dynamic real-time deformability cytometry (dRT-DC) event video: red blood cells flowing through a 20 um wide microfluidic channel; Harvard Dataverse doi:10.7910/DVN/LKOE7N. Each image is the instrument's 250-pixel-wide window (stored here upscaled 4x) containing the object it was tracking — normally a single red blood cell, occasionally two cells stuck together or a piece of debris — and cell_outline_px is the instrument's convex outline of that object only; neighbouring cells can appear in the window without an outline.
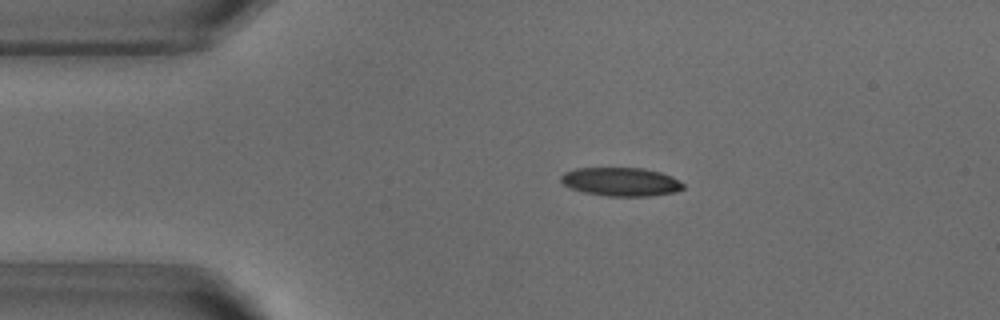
{"species": "common noctule bat (a hibernating species)", "species_latin": "Nyctalus noctula", "temperature_condition": "warm", "stored_images_in_passage": 51, "camera_frame_rate_fps": 3000, "um_per_image_px": 0.085, "animal": {"sex": "male", "body_mass_g": 18.8}, "frame": {"image": 1, "passage_image": 9, "time_ms": 2.667, "image_size_px": [1000, 320], "cell_outline_px": [[684, 188], [676, 192], [648, 196], [604, 196], [584, 192], [568, 188], [560, 180], [560, 176], [564, 172], [576, 168], [644, 168], [660, 172], [672, 176], [684, 184]], "centroid_in_image_um": [52.76, 15.45], "position_along_channel_um": 32.2, "area_um2": 20.52}}
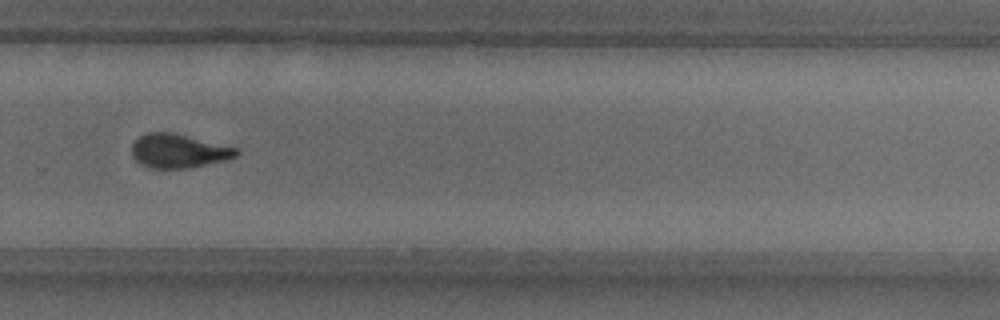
{"frame": {"image": 2, "passage_image": 34, "time_ms": 11.0, "image_size_px": [1000, 320], "cell_outline_px": [[240, 152], [236, 156], [224, 160], [192, 168], [148, 168], [140, 164], [132, 156], [132, 144], [140, 136], [148, 132], [172, 132], [240, 148]], "centroid_in_image_um": [15.19, 12.83], "position_along_channel_um": 314.6, "area_um2": 20.81}}
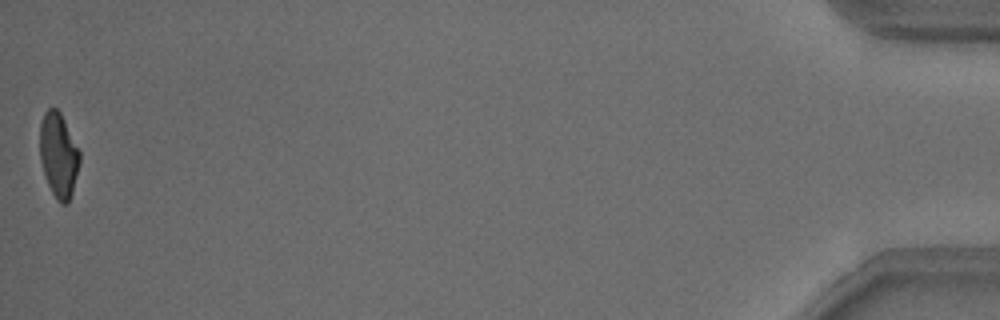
{"frame": {"image": 3, "passage_image": 51, "time_ms": 16.667, "image_size_px": [1000, 320], "cell_outline_px": [[80, 160], [72, 192], [68, 204], [60, 204], [56, 200], [48, 184], [40, 160], [40, 124], [44, 112], [48, 108], [56, 108], [60, 112], [80, 152]], "centroid_in_image_um": [4.97, 13.19], "position_along_channel_um": 430.2, "area_um2": 19.48}, "authors_computed_cell_mechanics": {"area_um2": 20.9814, "velocity_mm_per_s": 3.8261, "shape_relaxation_time_tau1_ms": 3.2744, "shape_relaxation_time_tau2_ms": 1.4284, "deformation_change_tau1": 0.1759, "deformation_change_tau2": 0.0948}}